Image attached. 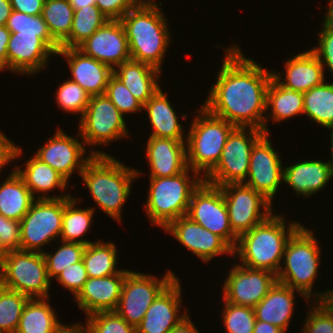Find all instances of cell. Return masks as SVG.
<instances>
[{
    "mask_svg": "<svg viewBox=\"0 0 333 333\" xmlns=\"http://www.w3.org/2000/svg\"><path fill=\"white\" fill-rule=\"evenodd\" d=\"M225 48V59L203 106L210 114L236 127L264 131L267 89L272 71L245 57L238 47Z\"/></svg>",
    "mask_w": 333,
    "mask_h": 333,
    "instance_id": "6da1fadb",
    "label": "cell"
},
{
    "mask_svg": "<svg viewBox=\"0 0 333 333\" xmlns=\"http://www.w3.org/2000/svg\"><path fill=\"white\" fill-rule=\"evenodd\" d=\"M139 175L142 173L138 169L126 166L111 155H93L80 177L98 208L121 223L123 206Z\"/></svg>",
    "mask_w": 333,
    "mask_h": 333,
    "instance_id": "7a4b0ae2",
    "label": "cell"
},
{
    "mask_svg": "<svg viewBox=\"0 0 333 333\" xmlns=\"http://www.w3.org/2000/svg\"><path fill=\"white\" fill-rule=\"evenodd\" d=\"M161 6L160 2H143L120 19L131 60L147 63L160 71L171 42L170 25Z\"/></svg>",
    "mask_w": 333,
    "mask_h": 333,
    "instance_id": "3957f363",
    "label": "cell"
},
{
    "mask_svg": "<svg viewBox=\"0 0 333 333\" xmlns=\"http://www.w3.org/2000/svg\"><path fill=\"white\" fill-rule=\"evenodd\" d=\"M284 216L286 215L272 213L238 237L233 255H238L241 265L267 270L277 275L285 246L292 234L302 225L299 221L286 224Z\"/></svg>",
    "mask_w": 333,
    "mask_h": 333,
    "instance_id": "277c9868",
    "label": "cell"
},
{
    "mask_svg": "<svg viewBox=\"0 0 333 333\" xmlns=\"http://www.w3.org/2000/svg\"><path fill=\"white\" fill-rule=\"evenodd\" d=\"M313 232L303 224L292 234L285 246L277 282L300 291L311 301H325L328 289L312 292L322 258L319 242ZM311 296L315 298L312 300Z\"/></svg>",
    "mask_w": 333,
    "mask_h": 333,
    "instance_id": "5b68a950",
    "label": "cell"
},
{
    "mask_svg": "<svg viewBox=\"0 0 333 333\" xmlns=\"http://www.w3.org/2000/svg\"><path fill=\"white\" fill-rule=\"evenodd\" d=\"M149 179L145 211L152 225L162 229L170 222L187 215L192 194L204 181L203 176L189 167L172 177Z\"/></svg>",
    "mask_w": 333,
    "mask_h": 333,
    "instance_id": "8992f818",
    "label": "cell"
},
{
    "mask_svg": "<svg viewBox=\"0 0 333 333\" xmlns=\"http://www.w3.org/2000/svg\"><path fill=\"white\" fill-rule=\"evenodd\" d=\"M197 113L185 135L187 165L205 177L219 162L225 142L236 126L210 114L203 106Z\"/></svg>",
    "mask_w": 333,
    "mask_h": 333,
    "instance_id": "52a82bcc",
    "label": "cell"
},
{
    "mask_svg": "<svg viewBox=\"0 0 333 333\" xmlns=\"http://www.w3.org/2000/svg\"><path fill=\"white\" fill-rule=\"evenodd\" d=\"M51 281L41 252L9 251L0 256V285L33 298H50Z\"/></svg>",
    "mask_w": 333,
    "mask_h": 333,
    "instance_id": "ba28073f",
    "label": "cell"
},
{
    "mask_svg": "<svg viewBox=\"0 0 333 333\" xmlns=\"http://www.w3.org/2000/svg\"><path fill=\"white\" fill-rule=\"evenodd\" d=\"M265 134L254 127H236L225 142L217 165L204 177V182L220 187L244 183L248 176L251 150Z\"/></svg>",
    "mask_w": 333,
    "mask_h": 333,
    "instance_id": "9c48e42d",
    "label": "cell"
},
{
    "mask_svg": "<svg viewBox=\"0 0 333 333\" xmlns=\"http://www.w3.org/2000/svg\"><path fill=\"white\" fill-rule=\"evenodd\" d=\"M124 117L106 94L91 96L83 116L79 118L77 135L84 144L94 148L129 138Z\"/></svg>",
    "mask_w": 333,
    "mask_h": 333,
    "instance_id": "30bf717a",
    "label": "cell"
},
{
    "mask_svg": "<svg viewBox=\"0 0 333 333\" xmlns=\"http://www.w3.org/2000/svg\"><path fill=\"white\" fill-rule=\"evenodd\" d=\"M63 213L64 198H36L20 221V250L42 253L44 245L59 243Z\"/></svg>",
    "mask_w": 333,
    "mask_h": 333,
    "instance_id": "8fae6325",
    "label": "cell"
},
{
    "mask_svg": "<svg viewBox=\"0 0 333 333\" xmlns=\"http://www.w3.org/2000/svg\"><path fill=\"white\" fill-rule=\"evenodd\" d=\"M176 277L169 269L160 280L156 275L130 270L124 278L121 295L114 312L136 328L156 297Z\"/></svg>",
    "mask_w": 333,
    "mask_h": 333,
    "instance_id": "7c38bea8",
    "label": "cell"
},
{
    "mask_svg": "<svg viewBox=\"0 0 333 333\" xmlns=\"http://www.w3.org/2000/svg\"><path fill=\"white\" fill-rule=\"evenodd\" d=\"M229 215L230 226L239 237L267 219L272 203L243 183L220 186Z\"/></svg>",
    "mask_w": 333,
    "mask_h": 333,
    "instance_id": "4fadbf2b",
    "label": "cell"
},
{
    "mask_svg": "<svg viewBox=\"0 0 333 333\" xmlns=\"http://www.w3.org/2000/svg\"><path fill=\"white\" fill-rule=\"evenodd\" d=\"M187 217L223 238L233 249L238 236L233 232L220 187L202 182L193 192Z\"/></svg>",
    "mask_w": 333,
    "mask_h": 333,
    "instance_id": "5bb4252c",
    "label": "cell"
},
{
    "mask_svg": "<svg viewBox=\"0 0 333 333\" xmlns=\"http://www.w3.org/2000/svg\"><path fill=\"white\" fill-rule=\"evenodd\" d=\"M84 145L83 140L80 141L75 136L67 135L58 128L54 135L37 149L34 156L58 171L69 181L75 170L78 172L77 175H81L85 164L93 155H109L100 149L96 151L92 149L93 151H89L90 154L86 156L87 150Z\"/></svg>",
    "mask_w": 333,
    "mask_h": 333,
    "instance_id": "9a60e30c",
    "label": "cell"
},
{
    "mask_svg": "<svg viewBox=\"0 0 333 333\" xmlns=\"http://www.w3.org/2000/svg\"><path fill=\"white\" fill-rule=\"evenodd\" d=\"M227 275L222 287L223 300L251 308H254L277 282V275L270 271L237 263Z\"/></svg>",
    "mask_w": 333,
    "mask_h": 333,
    "instance_id": "2e32d148",
    "label": "cell"
},
{
    "mask_svg": "<svg viewBox=\"0 0 333 333\" xmlns=\"http://www.w3.org/2000/svg\"><path fill=\"white\" fill-rule=\"evenodd\" d=\"M269 135L265 133L253 146L248 178L243 184L253 188L273 204V198L283 183L284 167Z\"/></svg>",
    "mask_w": 333,
    "mask_h": 333,
    "instance_id": "e0dca14e",
    "label": "cell"
},
{
    "mask_svg": "<svg viewBox=\"0 0 333 333\" xmlns=\"http://www.w3.org/2000/svg\"><path fill=\"white\" fill-rule=\"evenodd\" d=\"M165 232L178 240L188 251L190 250L204 263L211 262L219 255L233 256V248L220 236L210 232L187 216L170 222Z\"/></svg>",
    "mask_w": 333,
    "mask_h": 333,
    "instance_id": "ac0fdd59",
    "label": "cell"
},
{
    "mask_svg": "<svg viewBox=\"0 0 333 333\" xmlns=\"http://www.w3.org/2000/svg\"><path fill=\"white\" fill-rule=\"evenodd\" d=\"M77 49L112 69L131 60L129 42L120 20H107Z\"/></svg>",
    "mask_w": 333,
    "mask_h": 333,
    "instance_id": "d6986e66",
    "label": "cell"
},
{
    "mask_svg": "<svg viewBox=\"0 0 333 333\" xmlns=\"http://www.w3.org/2000/svg\"><path fill=\"white\" fill-rule=\"evenodd\" d=\"M181 289V282L176 277L147 309L136 333H170L188 315L187 309L182 313L179 311L182 306Z\"/></svg>",
    "mask_w": 333,
    "mask_h": 333,
    "instance_id": "ffe728a7",
    "label": "cell"
},
{
    "mask_svg": "<svg viewBox=\"0 0 333 333\" xmlns=\"http://www.w3.org/2000/svg\"><path fill=\"white\" fill-rule=\"evenodd\" d=\"M56 53L37 34L11 33L7 48V70L34 75L48 66L49 57Z\"/></svg>",
    "mask_w": 333,
    "mask_h": 333,
    "instance_id": "44dd1931",
    "label": "cell"
},
{
    "mask_svg": "<svg viewBox=\"0 0 333 333\" xmlns=\"http://www.w3.org/2000/svg\"><path fill=\"white\" fill-rule=\"evenodd\" d=\"M129 272L122 269L118 274L88 278L74 301L86 317L96 312L114 311L117 307L124 278Z\"/></svg>",
    "mask_w": 333,
    "mask_h": 333,
    "instance_id": "7402d4cb",
    "label": "cell"
},
{
    "mask_svg": "<svg viewBox=\"0 0 333 333\" xmlns=\"http://www.w3.org/2000/svg\"><path fill=\"white\" fill-rule=\"evenodd\" d=\"M56 55L67 60L72 75L69 80L80 85L91 96L105 94L113 75L110 66L83 54L77 48H60Z\"/></svg>",
    "mask_w": 333,
    "mask_h": 333,
    "instance_id": "603a6c76",
    "label": "cell"
},
{
    "mask_svg": "<svg viewBox=\"0 0 333 333\" xmlns=\"http://www.w3.org/2000/svg\"><path fill=\"white\" fill-rule=\"evenodd\" d=\"M284 68V75L273 70L272 77L287 89L304 93L325 82L324 67L310 49L285 60Z\"/></svg>",
    "mask_w": 333,
    "mask_h": 333,
    "instance_id": "cb8c5ba5",
    "label": "cell"
},
{
    "mask_svg": "<svg viewBox=\"0 0 333 333\" xmlns=\"http://www.w3.org/2000/svg\"><path fill=\"white\" fill-rule=\"evenodd\" d=\"M146 158L150 167L149 177H172L188 168L186 141L149 136Z\"/></svg>",
    "mask_w": 333,
    "mask_h": 333,
    "instance_id": "d4e9b609",
    "label": "cell"
},
{
    "mask_svg": "<svg viewBox=\"0 0 333 333\" xmlns=\"http://www.w3.org/2000/svg\"><path fill=\"white\" fill-rule=\"evenodd\" d=\"M333 179L329 163L321 160H305L284 167L283 182L290 186L297 196L310 198L324 189Z\"/></svg>",
    "mask_w": 333,
    "mask_h": 333,
    "instance_id": "484cf974",
    "label": "cell"
},
{
    "mask_svg": "<svg viewBox=\"0 0 333 333\" xmlns=\"http://www.w3.org/2000/svg\"><path fill=\"white\" fill-rule=\"evenodd\" d=\"M295 291L310 305L303 293L289 286L276 282L268 294L254 307L256 320H261L279 327L285 332L289 328V322L293 315L295 305Z\"/></svg>",
    "mask_w": 333,
    "mask_h": 333,
    "instance_id": "4316f807",
    "label": "cell"
},
{
    "mask_svg": "<svg viewBox=\"0 0 333 333\" xmlns=\"http://www.w3.org/2000/svg\"><path fill=\"white\" fill-rule=\"evenodd\" d=\"M25 162L24 169L17 164V166H14V170L23 179L25 185L28 187L35 199L36 194H39L37 199H60L72 196L69 193L58 196L48 195L47 192H52L56 188L61 191L66 190V188H68L67 184L69 181L58 171L54 170L48 164L43 163L35 156H32Z\"/></svg>",
    "mask_w": 333,
    "mask_h": 333,
    "instance_id": "83f0119b",
    "label": "cell"
},
{
    "mask_svg": "<svg viewBox=\"0 0 333 333\" xmlns=\"http://www.w3.org/2000/svg\"><path fill=\"white\" fill-rule=\"evenodd\" d=\"M161 71L144 62L129 60L113 69V74L143 105L160 88Z\"/></svg>",
    "mask_w": 333,
    "mask_h": 333,
    "instance_id": "f1b7e54d",
    "label": "cell"
},
{
    "mask_svg": "<svg viewBox=\"0 0 333 333\" xmlns=\"http://www.w3.org/2000/svg\"><path fill=\"white\" fill-rule=\"evenodd\" d=\"M168 99V94L163 92L160 87L143 105V110L147 112L149 122L153 128L149 136L186 141L183 125L180 124L178 119L179 115Z\"/></svg>",
    "mask_w": 333,
    "mask_h": 333,
    "instance_id": "f546056e",
    "label": "cell"
},
{
    "mask_svg": "<svg viewBox=\"0 0 333 333\" xmlns=\"http://www.w3.org/2000/svg\"><path fill=\"white\" fill-rule=\"evenodd\" d=\"M49 298H33L26 303L15 333H65L72 325L58 321Z\"/></svg>",
    "mask_w": 333,
    "mask_h": 333,
    "instance_id": "4dcf8cb0",
    "label": "cell"
},
{
    "mask_svg": "<svg viewBox=\"0 0 333 333\" xmlns=\"http://www.w3.org/2000/svg\"><path fill=\"white\" fill-rule=\"evenodd\" d=\"M266 110L270 114L265 116L264 132L269 134L266 124L269 118L276 123L303 114V93L283 87L272 77L267 89Z\"/></svg>",
    "mask_w": 333,
    "mask_h": 333,
    "instance_id": "1f68e13d",
    "label": "cell"
},
{
    "mask_svg": "<svg viewBox=\"0 0 333 333\" xmlns=\"http://www.w3.org/2000/svg\"><path fill=\"white\" fill-rule=\"evenodd\" d=\"M2 182L0 183V215L20 222L35 198L14 168Z\"/></svg>",
    "mask_w": 333,
    "mask_h": 333,
    "instance_id": "d6a6232c",
    "label": "cell"
},
{
    "mask_svg": "<svg viewBox=\"0 0 333 333\" xmlns=\"http://www.w3.org/2000/svg\"><path fill=\"white\" fill-rule=\"evenodd\" d=\"M74 197V198H73ZM78 199L75 196L64 198V213L60 241L80 243L85 246L92 241L83 239L93 223L94 208H78ZM89 229V230H88Z\"/></svg>",
    "mask_w": 333,
    "mask_h": 333,
    "instance_id": "836d02e7",
    "label": "cell"
},
{
    "mask_svg": "<svg viewBox=\"0 0 333 333\" xmlns=\"http://www.w3.org/2000/svg\"><path fill=\"white\" fill-rule=\"evenodd\" d=\"M117 252L115 243L111 241L96 240L88 244L82 255L88 278L118 274L122 269H117Z\"/></svg>",
    "mask_w": 333,
    "mask_h": 333,
    "instance_id": "e575fe53",
    "label": "cell"
},
{
    "mask_svg": "<svg viewBox=\"0 0 333 333\" xmlns=\"http://www.w3.org/2000/svg\"><path fill=\"white\" fill-rule=\"evenodd\" d=\"M324 126L333 127V83L324 82L303 93V115Z\"/></svg>",
    "mask_w": 333,
    "mask_h": 333,
    "instance_id": "d590c367",
    "label": "cell"
},
{
    "mask_svg": "<svg viewBox=\"0 0 333 333\" xmlns=\"http://www.w3.org/2000/svg\"><path fill=\"white\" fill-rule=\"evenodd\" d=\"M107 20L96 5L74 10L70 36L60 45V48H77L102 27Z\"/></svg>",
    "mask_w": 333,
    "mask_h": 333,
    "instance_id": "8d00e7d4",
    "label": "cell"
},
{
    "mask_svg": "<svg viewBox=\"0 0 333 333\" xmlns=\"http://www.w3.org/2000/svg\"><path fill=\"white\" fill-rule=\"evenodd\" d=\"M41 15L53 39L61 45L70 36L74 17L69 0H45Z\"/></svg>",
    "mask_w": 333,
    "mask_h": 333,
    "instance_id": "74e56055",
    "label": "cell"
},
{
    "mask_svg": "<svg viewBox=\"0 0 333 333\" xmlns=\"http://www.w3.org/2000/svg\"><path fill=\"white\" fill-rule=\"evenodd\" d=\"M30 298L0 285V333H15Z\"/></svg>",
    "mask_w": 333,
    "mask_h": 333,
    "instance_id": "f35d334b",
    "label": "cell"
},
{
    "mask_svg": "<svg viewBox=\"0 0 333 333\" xmlns=\"http://www.w3.org/2000/svg\"><path fill=\"white\" fill-rule=\"evenodd\" d=\"M6 27L11 33L37 34L55 53L60 49V45L53 39L42 15L31 16L13 10Z\"/></svg>",
    "mask_w": 333,
    "mask_h": 333,
    "instance_id": "ab89813d",
    "label": "cell"
},
{
    "mask_svg": "<svg viewBox=\"0 0 333 333\" xmlns=\"http://www.w3.org/2000/svg\"><path fill=\"white\" fill-rule=\"evenodd\" d=\"M60 246L54 252L43 251L46 262L47 275L50 281L56 278L63 269L82 260L85 245L60 241Z\"/></svg>",
    "mask_w": 333,
    "mask_h": 333,
    "instance_id": "60d3db41",
    "label": "cell"
},
{
    "mask_svg": "<svg viewBox=\"0 0 333 333\" xmlns=\"http://www.w3.org/2000/svg\"><path fill=\"white\" fill-rule=\"evenodd\" d=\"M86 325L75 323L84 333H136V328L114 311L96 312L87 316Z\"/></svg>",
    "mask_w": 333,
    "mask_h": 333,
    "instance_id": "b9f144b4",
    "label": "cell"
},
{
    "mask_svg": "<svg viewBox=\"0 0 333 333\" xmlns=\"http://www.w3.org/2000/svg\"><path fill=\"white\" fill-rule=\"evenodd\" d=\"M55 99L62 111L65 113L78 114L80 118L83 116L91 95L88 94L80 85L67 79L57 88Z\"/></svg>",
    "mask_w": 333,
    "mask_h": 333,
    "instance_id": "7bdbcfd3",
    "label": "cell"
},
{
    "mask_svg": "<svg viewBox=\"0 0 333 333\" xmlns=\"http://www.w3.org/2000/svg\"><path fill=\"white\" fill-rule=\"evenodd\" d=\"M221 309L226 333H253L256 321L254 308L234 305L223 300Z\"/></svg>",
    "mask_w": 333,
    "mask_h": 333,
    "instance_id": "ee69618b",
    "label": "cell"
},
{
    "mask_svg": "<svg viewBox=\"0 0 333 333\" xmlns=\"http://www.w3.org/2000/svg\"><path fill=\"white\" fill-rule=\"evenodd\" d=\"M105 94L124 116L143 111V104L114 74L109 79Z\"/></svg>",
    "mask_w": 333,
    "mask_h": 333,
    "instance_id": "f6af8a7d",
    "label": "cell"
},
{
    "mask_svg": "<svg viewBox=\"0 0 333 333\" xmlns=\"http://www.w3.org/2000/svg\"><path fill=\"white\" fill-rule=\"evenodd\" d=\"M311 303L313 305H310L311 310L306 312V321L300 333H333V309L326 301Z\"/></svg>",
    "mask_w": 333,
    "mask_h": 333,
    "instance_id": "bcb514c9",
    "label": "cell"
},
{
    "mask_svg": "<svg viewBox=\"0 0 333 333\" xmlns=\"http://www.w3.org/2000/svg\"><path fill=\"white\" fill-rule=\"evenodd\" d=\"M322 29L318 34L317 47L310 50L318 57L322 66L333 75V22L323 19Z\"/></svg>",
    "mask_w": 333,
    "mask_h": 333,
    "instance_id": "7dc6e473",
    "label": "cell"
},
{
    "mask_svg": "<svg viewBox=\"0 0 333 333\" xmlns=\"http://www.w3.org/2000/svg\"><path fill=\"white\" fill-rule=\"evenodd\" d=\"M87 279V271L83 260L69 265L68 268L63 269L55 278V280H57L63 288L68 289L74 297L80 292Z\"/></svg>",
    "mask_w": 333,
    "mask_h": 333,
    "instance_id": "c3c4849f",
    "label": "cell"
},
{
    "mask_svg": "<svg viewBox=\"0 0 333 333\" xmlns=\"http://www.w3.org/2000/svg\"><path fill=\"white\" fill-rule=\"evenodd\" d=\"M20 249V222L0 215V256Z\"/></svg>",
    "mask_w": 333,
    "mask_h": 333,
    "instance_id": "681fc988",
    "label": "cell"
},
{
    "mask_svg": "<svg viewBox=\"0 0 333 333\" xmlns=\"http://www.w3.org/2000/svg\"><path fill=\"white\" fill-rule=\"evenodd\" d=\"M143 2V0H96V6L108 20H120L129 10Z\"/></svg>",
    "mask_w": 333,
    "mask_h": 333,
    "instance_id": "f907efd6",
    "label": "cell"
},
{
    "mask_svg": "<svg viewBox=\"0 0 333 333\" xmlns=\"http://www.w3.org/2000/svg\"><path fill=\"white\" fill-rule=\"evenodd\" d=\"M22 153V149L0 131V172L9 162L18 159Z\"/></svg>",
    "mask_w": 333,
    "mask_h": 333,
    "instance_id": "816d5d0a",
    "label": "cell"
},
{
    "mask_svg": "<svg viewBox=\"0 0 333 333\" xmlns=\"http://www.w3.org/2000/svg\"><path fill=\"white\" fill-rule=\"evenodd\" d=\"M14 11L27 15H41L45 0H10Z\"/></svg>",
    "mask_w": 333,
    "mask_h": 333,
    "instance_id": "f5cc1de1",
    "label": "cell"
},
{
    "mask_svg": "<svg viewBox=\"0 0 333 333\" xmlns=\"http://www.w3.org/2000/svg\"><path fill=\"white\" fill-rule=\"evenodd\" d=\"M11 32L6 25L0 26V71H7V48Z\"/></svg>",
    "mask_w": 333,
    "mask_h": 333,
    "instance_id": "db71d44e",
    "label": "cell"
},
{
    "mask_svg": "<svg viewBox=\"0 0 333 333\" xmlns=\"http://www.w3.org/2000/svg\"><path fill=\"white\" fill-rule=\"evenodd\" d=\"M170 333H200L188 314L183 318Z\"/></svg>",
    "mask_w": 333,
    "mask_h": 333,
    "instance_id": "11a10c76",
    "label": "cell"
},
{
    "mask_svg": "<svg viewBox=\"0 0 333 333\" xmlns=\"http://www.w3.org/2000/svg\"><path fill=\"white\" fill-rule=\"evenodd\" d=\"M253 333H286V332L270 323L261 320H256L254 324Z\"/></svg>",
    "mask_w": 333,
    "mask_h": 333,
    "instance_id": "9f6ffc18",
    "label": "cell"
},
{
    "mask_svg": "<svg viewBox=\"0 0 333 333\" xmlns=\"http://www.w3.org/2000/svg\"><path fill=\"white\" fill-rule=\"evenodd\" d=\"M13 8L10 0H0V26L7 24L8 18L10 17Z\"/></svg>",
    "mask_w": 333,
    "mask_h": 333,
    "instance_id": "6f0895ef",
    "label": "cell"
},
{
    "mask_svg": "<svg viewBox=\"0 0 333 333\" xmlns=\"http://www.w3.org/2000/svg\"><path fill=\"white\" fill-rule=\"evenodd\" d=\"M69 2L74 10H78L90 5H96V0H69Z\"/></svg>",
    "mask_w": 333,
    "mask_h": 333,
    "instance_id": "680465c9",
    "label": "cell"
},
{
    "mask_svg": "<svg viewBox=\"0 0 333 333\" xmlns=\"http://www.w3.org/2000/svg\"><path fill=\"white\" fill-rule=\"evenodd\" d=\"M325 11H327V12L324 14L323 19L333 22V0H329L328 7Z\"/></svg>",
    "mask_w": 333,
    "mask_h": 333,
    "instance_id": "91938a15",
    "label": "cell"
},
{
    "mask_svg": "<svg viewBox=\"0 0 333 333\" xmlns=\"http://www.w3.org/2000/svg\"><path fill=\"white\" fill-rule=\"evenodd\" d=\"M330 129V146H331V148H330V150L332 151L331 152V160H327V162L329 163V165H330V167H331V169L333 170V127L332 128H329Z\"/></svg>",
    "mask_w": 333,
    "mask_h": 333,
    "instance_id": "94428289",
    "label": "cell"
},
{
    "mask_svg": "<svg viewBox=\"0 0 333 333\" xmlns=\"http://www.w3.org/2000/svg\"><path fill=\"white\" fill-rule=\"evenodd\" d=\"M327 304L333 309V289H328V295L325 299Z\"/></svg>",
    "mask_w": 333,
    "mask_h": 333,
    "instance_id": "6125c7cd",
    "label": "cell"
},
{
    "mask_svg": "<svg viewBox=\"0 0 333 333\" xmlns=\"http://www.w3.org/2000/svg\"><path fill=\"white\" fill-rule=\"evenodd\" d=\"M144 2H155V0H143Z\"/></svg>",
    "mask_w": 333,
    "mask_h": 333,
    "instance_id": "be15d7a7",
    "label": "cell"
}]
</instances>
